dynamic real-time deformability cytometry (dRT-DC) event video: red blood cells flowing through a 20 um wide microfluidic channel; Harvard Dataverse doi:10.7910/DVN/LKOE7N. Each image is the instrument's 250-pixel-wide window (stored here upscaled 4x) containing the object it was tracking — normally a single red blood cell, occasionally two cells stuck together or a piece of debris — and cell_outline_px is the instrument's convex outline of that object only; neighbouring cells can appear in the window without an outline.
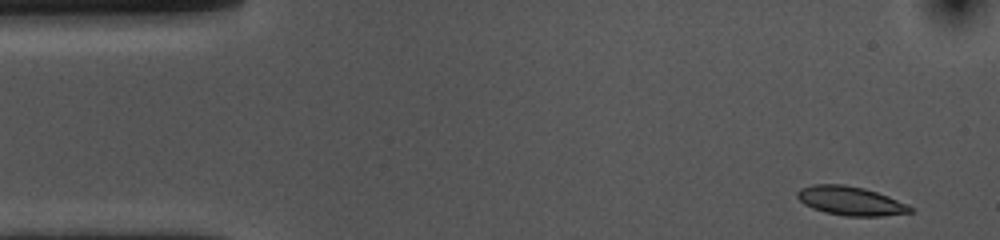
{"species": "common noctule bat (a hibernating species)", "species_latin": "Nyctalus noctula", "temperature_condition": "cold", "stored_images_in_passage": 53, "camera_frame_rate_fps": 3000, "um_per_image_px": 0.085, "animal": {"sex": "female", "body_mass_g": 10.0, "forearm_length_mm": 53.1}, "frame": {"image": 1, "passage_image": 1, "time_ms": 0.0, "image_size_px": [1000, 240], "cell_outline_px": [[916, 208], [912, 212], [880, 216], [844, 216], [824, 212], [812, 208], [804, 204], [796, 196], [796, 192], [800, 188], [812, 184], [844, 184], [864, 188], [888, 196], [908, 204]], "centroid_in_image_um": [72.29, 17.07], "position_along_channel_um": 12.7, "area_um2": 19.19}}
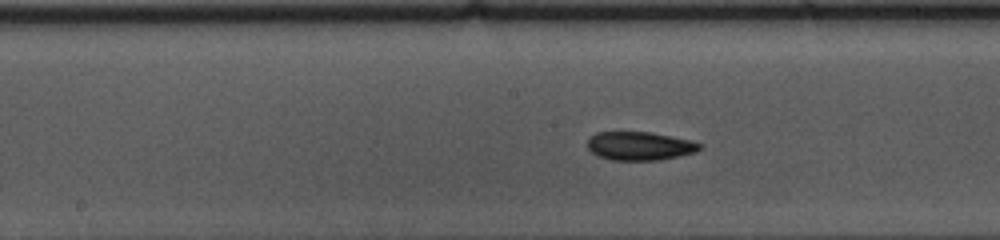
{"frame": {"image": 2, "passage_image": 24, "time_ms": 7.667, "image_size_px": [1000, 240], "cell_outline_px": [[704, 144], [696, 152], [680, 156], [660, 160], [612, 160], [596, 156], [588, 148], [588, 136], [596, 132], [652, 132], [692, 140]], "centroid_in_image_um": [54.39, 12.4], "position_along_channel_um": 193.8, "area_um2": 18.96}}
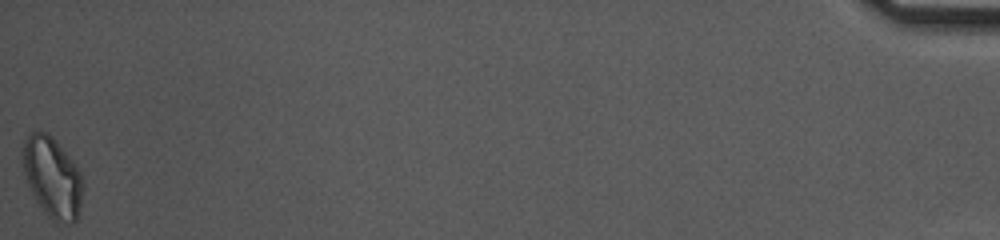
{"frame": {"image": 3, "passage_image": 53, "time_ms": 17.333, "image_size_px": [1000, 240], "cell_outline_px": [[84, 188], [76, 220], [72, 224], [56, 224], [44, 212], [36, 200], [28, 184], [24, 172], [20, 152], [20, 148], [24, 140], [32, 132], [44, 132], [52, 136], [72, 160], [80, 172], [84, 184]], "centroid_in_image_um": [4.44, 15.09], "position_along_channel_um": 430.8, "area_um2": 28.5}, "authors_computed_cell_mechanics": {"area_um2": 19.1896, "velocity_mm_per_s": 3.535, "shape_relaxation_time_tau1_ms": 4.9811, "shape_relaxation_time_tau2_ms": 7.0886, "deformation_change_tau1": 0.142, "deformation_change_tau2": 0.1118}}